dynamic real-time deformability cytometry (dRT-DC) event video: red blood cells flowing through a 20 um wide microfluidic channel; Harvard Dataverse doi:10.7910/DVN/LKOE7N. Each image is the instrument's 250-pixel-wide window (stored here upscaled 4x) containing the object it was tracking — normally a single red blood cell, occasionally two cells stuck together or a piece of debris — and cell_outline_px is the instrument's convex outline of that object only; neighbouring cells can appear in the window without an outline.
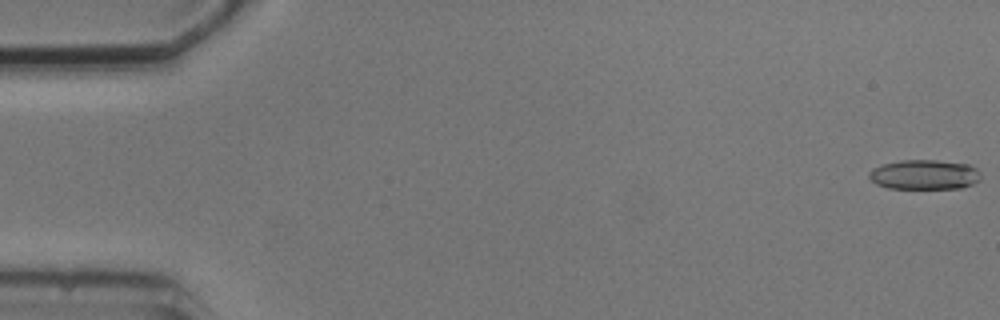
{"species": "common noctule bat (a hibernating species)", "species_latin": "Nyctalus noctula", "temperature_condition": "cold", "stored_images_in_passage": 5, "camera_frame_rate_fps": 3000, "um_per_image_px": 0.085, "animal": {"sex": "male", "body_mass_g": 20.5, "forearm_length_mm": 52.5}, "frame": {"image": 1, "passage_image": 1, "time_ms": 0.0, "image_size_px": [1000, 320], "cell_outline_px": [[980, 180], [972, 184], [960, 188], [888, 188], [876, 184], [868, 176], [868, 172], [872, 168], [884, 164], [900, 160], [936, 160], [968, 164], [976, 168], [980, 172]], "centroid_in_image_um": [78.57, 14.84], "position_along_channel_um": 6.4, "area_um2": 19.36}}
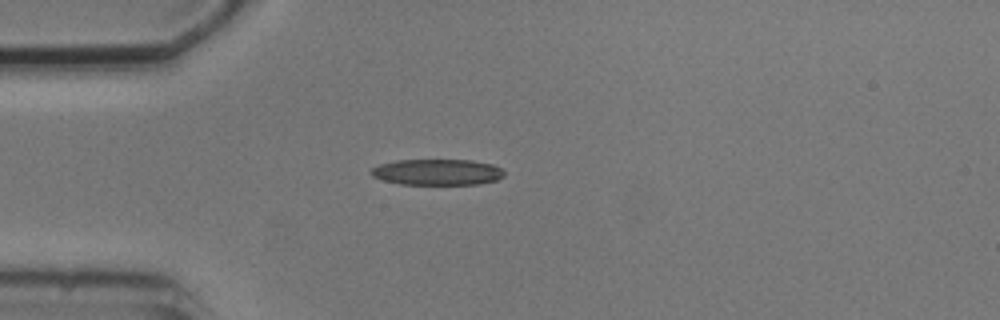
{"frame": {"image": 2, "passage_image": 5, "time_ms": 4.667, "image_size_px": [1000, 320], "cell_outline_px": [[504, 176], [496, 180], [480, 184], [400, 184], [384, 180], [372, 176], [368, 172], [372, 168], [380, 164], [396, 160], [472, 160], [492, 164], [500, 168], [504, 172]], "centroid_in_image_um": [37.16, 14.62], "position_along_channel_um": 47.8, "area_um2": 20.17}}